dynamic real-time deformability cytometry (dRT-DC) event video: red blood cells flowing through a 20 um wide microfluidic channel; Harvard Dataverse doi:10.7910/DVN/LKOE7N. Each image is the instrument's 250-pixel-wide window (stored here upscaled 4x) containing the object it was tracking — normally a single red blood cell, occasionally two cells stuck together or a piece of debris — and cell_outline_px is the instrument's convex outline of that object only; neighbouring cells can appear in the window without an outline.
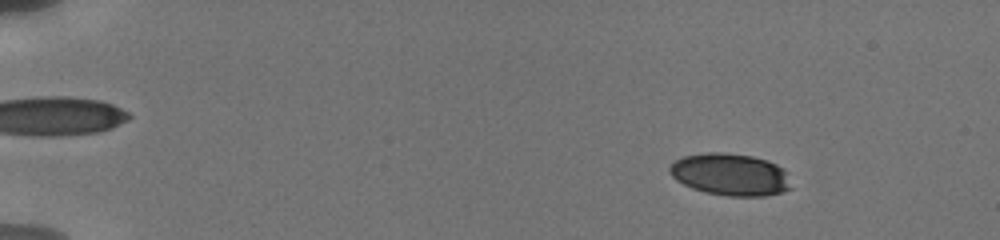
{"species": "human", "species_latin": "Homo sapiens", "temperature_condition": "cold", "stored_images_in_passage": 39, "camera_frame_rate_fps": 3000, "um_per_image_px": 0.085, "donor": {"sex": "male"}, "frame": {"image": 1, "passage_image": 4, "time_ms": 1.333, "image_size_px": [1000, 240], "cell_outline_px": [[792, 188], [784, 192], [764, 196], [728, 196], [704, 192], [692, 188], [676, 180], [668, 172], [668, 168], [676, 160], [684, 156], [708, 152], [724, 152], [752, 156], [768, 160], [784, 168], [788, 172]], "centroid_in_image_um": [62.12, 14.83], "position_along_channel_um": 22.9, "area_um2": 30.17}}
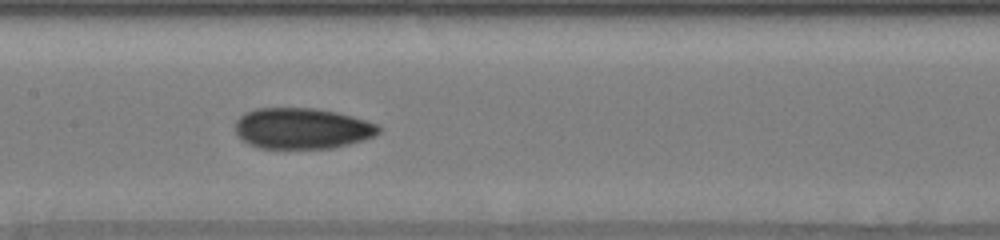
{"frame": {"image": 2, "passage_image": 22, "time_ms": 8.667, "image_size_px": [1000, 240], "cell_outline_px": [[380, 132], [364, 140], [332, 148], [260, 148], [248, 144], [236, 136], [236, 120], [244, 112], [256, 108], [316, 108], [336, 112], [352, 116], [380, 124]], "centroid_in_image_um": [25.66, 10.91], "position_along_channel_um": 181.7, "area_um2": 34.39}}
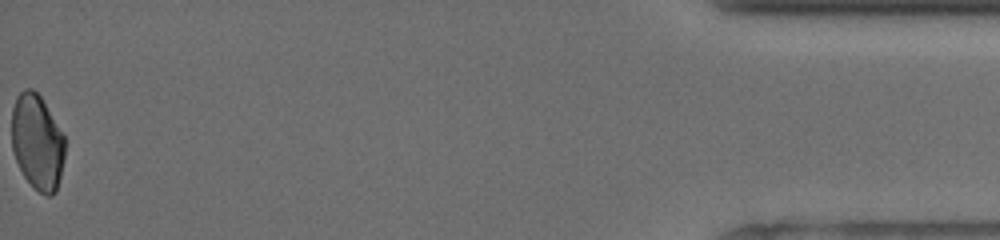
{"frame": {"image": 3, "passage_image": 39, "time_ms": 17.333, "image_size_px": [1000, 240], "cell_outline_px": [[64, 156], [60, 176], [56, 192], [52, 196], [44, 196], [24, 176], [16, 160], [12, 148], [12, 108], [16, 96], [24, 88], [32, 88], [40, 96], [64, 136]], "centroid_in_image_um": [3.15, 12.07], "position_along_channel_um": 432.0, "area_um2": 29.3}, "authors_computed_cell_mechanics": {"area_um2": 32.4836, "velocity_mm_per_s": 3.8205, "shape_relaxation_time_tau1_ms": 10.9774, "shape_relaxation_time_tau2_ms": 3.2361, "deformation_change_tau1": 0.1738, "deformation_change_tau2": 0.0788}}